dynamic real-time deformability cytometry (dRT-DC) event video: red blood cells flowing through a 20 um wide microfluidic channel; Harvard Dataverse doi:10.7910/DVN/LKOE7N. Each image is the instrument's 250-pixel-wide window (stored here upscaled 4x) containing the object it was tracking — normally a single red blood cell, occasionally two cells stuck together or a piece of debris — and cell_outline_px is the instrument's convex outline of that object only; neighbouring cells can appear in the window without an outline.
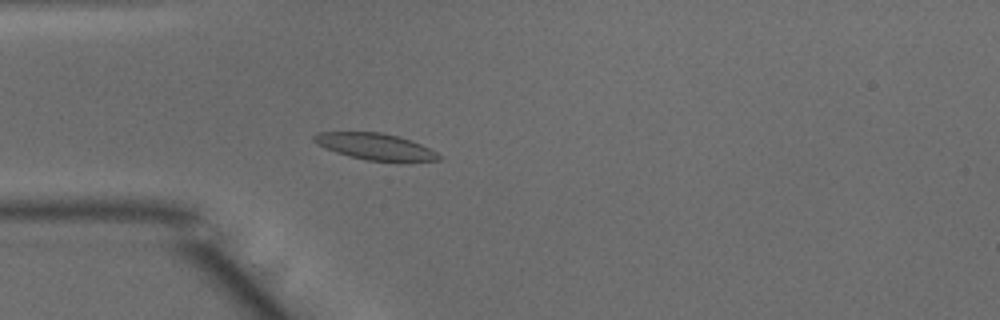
{"species": "common noctule bat (a hibernating species)", "species_latin": "Nyctalus noctula", "temperature_condition": "warm", "stored_images_in_passage": 38, "camera_frame_rate_fps": 3000, "um_per_image_px": 0.085, "animal": {"sex": "male", "body_mass_g": 15.6}, "frame": {"image": 1, "passage_image": 2, "time_ms": 0.333, "image_size_px": [1000, 320], "cell_outline_px": [[444, 160], [368, 160], [336, 152], [312, 140], [312, 136], [316, 132], [380, 132], [400, 136], [412, 140], [444, 156]], "centroid_in_image_um": [31.92, 12.43], "position_along_channel_um": 53.1, "area_um2": 18.79}}
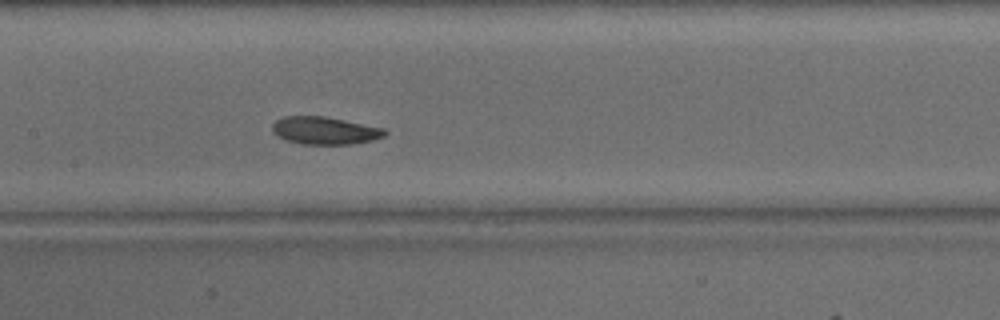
{"frame": {"image": 2, "passage_image": 12, "time_ms": 3.667, "image_size_px": [1000, 320], "cell_outline_px": [[388, 132], [384, 136], [372, 140], [352, 144], [300, 144], [288, 140], [272, 132], [272, 124], [276, 120], [284, 116], [324, 116], [384, 128]], "centroid_in_image_um": [27.61, 11.09], "position_along_channel_um": 179.8, "area_um2": 17.98}}
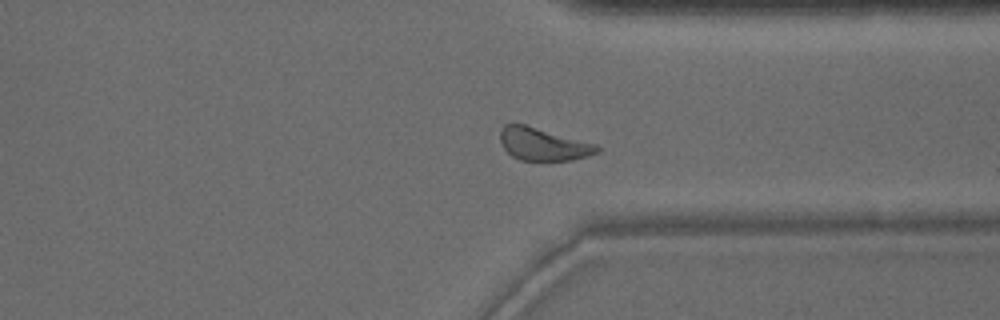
{"frame": {"image": 3, "passage_image": 26, "time_ms": 8.333, "image_size_px": [1000, 320], "cell_outline_px": [[600, 152], [588, 156], [572, 160], [520, 160], [512, 156], [504, 148], [500, 140], [500, 128], [504, 124], [524, 124], [596, 144], [600, 148]], "centroid_in_image_um": [46.16, 12.26], "position_along_channel_um": 365.2, "area_um2": 18.32}, "authors_computed_cell_mechanics": {"area_um2": 18.8139, "velocity_mm_per_s": 3.9853, "shape_relaxation_time_tau1_ms": 10.9556, "shape_relaxation_time_tau2_ms": 4.2635, "deformation_change_tau1": 0.1856, "deformation_change_tau2": 0.1137}}